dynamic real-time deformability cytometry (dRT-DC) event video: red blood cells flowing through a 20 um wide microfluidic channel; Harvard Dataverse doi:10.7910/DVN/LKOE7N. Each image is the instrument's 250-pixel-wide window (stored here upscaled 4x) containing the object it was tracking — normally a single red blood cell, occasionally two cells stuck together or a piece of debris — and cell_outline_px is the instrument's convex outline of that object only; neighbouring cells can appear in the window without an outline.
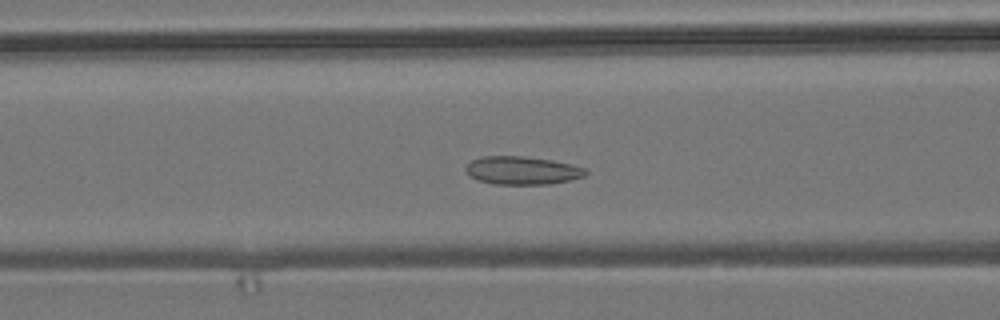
{"species": "common noctule bat (a hibernating species)", "species_latin": "Nyctalus noctula", "temperature_condition": "room temperature", "stored_images_in_passage": 51, "camera_frame_rate_fps": 3000, "um_per_image_px": 0.085, "animal": {"sex": "male", "body_mass_g": 19.2, "forearm_length_mm": 51.8}, "frame": {"image": 1, "passage_image": 18, "time_ms": 5.667, "image_size_px": [1000, 320], "cell_outline_px": [[588, 172], [584, 176], [572, 180], [548, 184], [492, 184], [476, 180], [468, 176], [464, 168], [472, 160], [480, 156], [524, 156], [552, 160], [572, 164], [584, 168]], "centroid_in_image_um": [44.35, 14.49], "position_along_channel_um": 122.2, "area_um2": 19.88}}
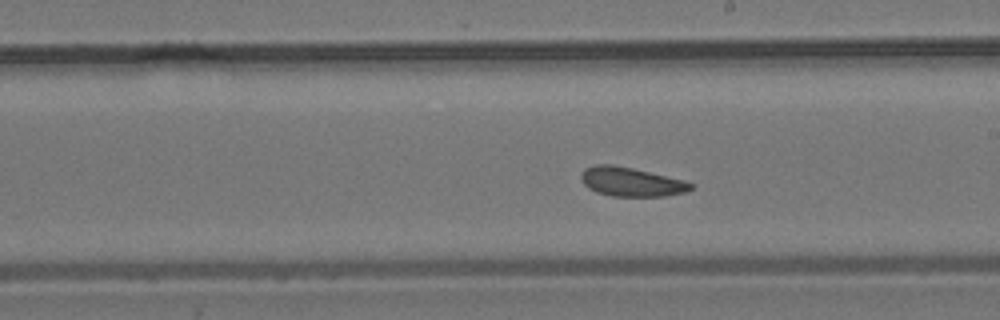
{"frame": {"image": 2, "passage_image": 27, "time_ms": 8.667, "image_size_px": [1000, 320], "cell_outline_px": [[696, 184], [692, 188], [684, 192], [664, 196], [612, 196], [596, 192], [588, 188], [580, 180], [580, 176], [584, 168], [592, 164], [612, 164], [632, 168], [684, 180]], "centroid_in_image_um": [53.61, 15.45], "position_along_channel_um": 235.4, "area_um2": 18.67}}
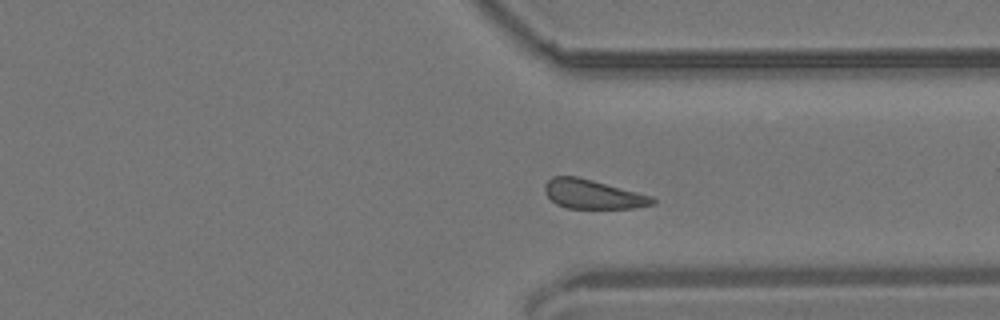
{"frame": {"image": 3, "passage_image": 37, "time_ms": 12.0, "image_size_px": [1000, 320], "cell_outline_px": [[656, 204], [632, 208], [568, 208], [556, 204], [544, 192], [544, 184], [552, 176], [576, 176], [592, 180], [652, 196], [656, 200]], "centroid_in_image_um": [50.38, 16.51], "position_along_channel_um": 361.0, "area_um2": 18.21}, "authors_computed_cell_mechanics": {"area_um2": 19.1318, "velocity_mm_per_s": 3.7692, "shape_relaxation_time_tau1_ms": null, "shape_relaxation_time_tau2_ms": 2.8259, "deformation_change_tau1": null, "deformation_change_tau2": 0.0801}}